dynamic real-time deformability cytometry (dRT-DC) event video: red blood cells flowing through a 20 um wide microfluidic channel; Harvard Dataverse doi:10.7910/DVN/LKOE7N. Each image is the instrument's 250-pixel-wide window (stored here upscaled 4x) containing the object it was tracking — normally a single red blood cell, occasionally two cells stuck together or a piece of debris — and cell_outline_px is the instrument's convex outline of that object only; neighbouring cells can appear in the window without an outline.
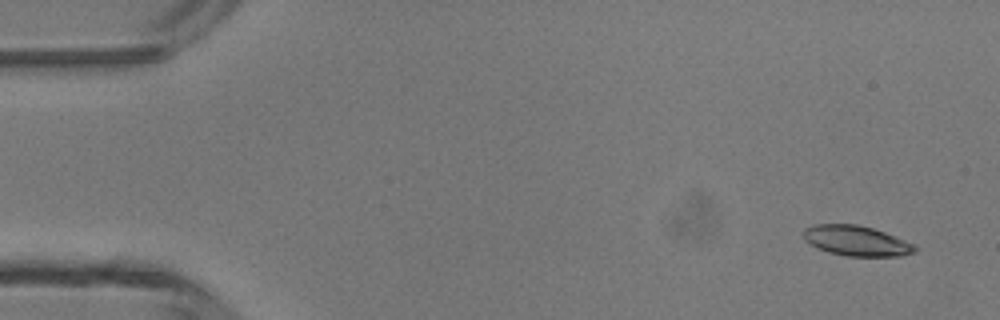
{"species": "common noctule bat (a hibernating species)", "species_latin": "Nyctalus noctula", "temperature_condition": "room temperature", "stored_images_in_passage": 5, "camera_frame_rate_fps": 3000, "um_per_image_px": 0.085, "animal": {"sex": "male", "body_mass_g": 13.3}, "frame": {"image": 1, "passage_image": 1, "time_ms": 0.0, "image_size_px": [1000, 320], "cell_outline_px": [[916, 252], [900, 256], [848, 256], [828, 252], [816, 248], [804, 240], [804, 228], [812, 224], [856, 224], [872, 228], [884, 232], [916, 244]], "centroid_in_image_um": [72.78, 20.46], "position_along_channel_um": 12.2, "area_um2": 19.71}}
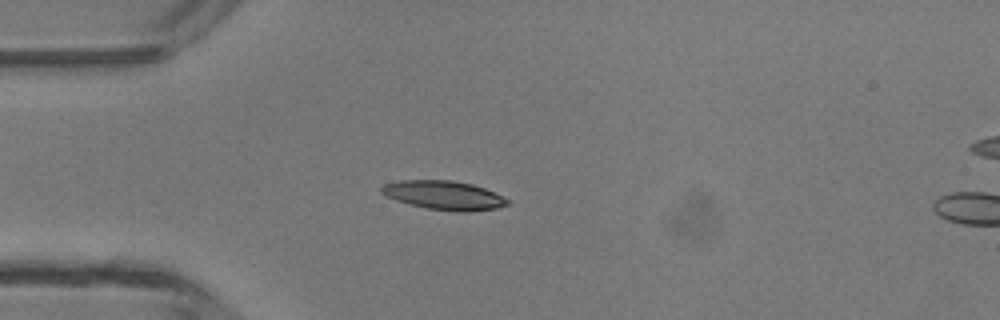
{"frame": {"image": 2, "passage_image": 4, "time_ms": 3.333, "image_size_px": [1000, 320], "cell_outline_px": [[508, 204], [500, 208], [468, 212], [460, 212], [428, 208], [408, 204], [396, 200], [380, 192], [380, 188], [384, 184], [400, 180], [452, 180], [472, 184], [484, 188], [508, 200]], "centroid_in_image_um": [37.72, 16.6], "position_along_channel_um": 47.3, "area_um2": 21.1}}